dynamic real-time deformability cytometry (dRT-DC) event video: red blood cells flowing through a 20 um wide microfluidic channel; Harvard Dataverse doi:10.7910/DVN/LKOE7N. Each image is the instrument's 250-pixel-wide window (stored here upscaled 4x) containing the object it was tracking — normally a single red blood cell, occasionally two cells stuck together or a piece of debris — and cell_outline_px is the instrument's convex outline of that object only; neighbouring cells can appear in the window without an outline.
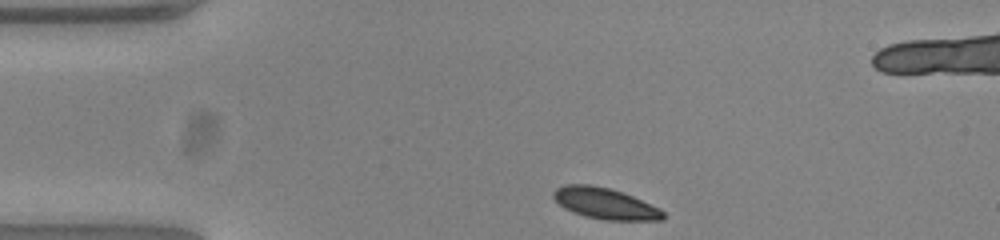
{"species": "common noctule bat (a hibernating species)", "species_latin": "Nyctalus noctula", "temperature_condition": "warm", "stored_images_in_passage": 34, "camera_frame_rate_fps": 3000, "um_per_image_px": 0.085, "animal": {"sex": "female", "body_mass_g": 23.0, "forearm_length_mm": 53.4}, "frame": {"image": 1, "passage_image": 1, "time_ms": 0.0, "image_size_px": [1000, 240], "cell_outline_px": [[664, 220], [604, 220], [584, 216], [572, 212], [564, 208], [552, 196], [552, 192], [556, 188], [564, 184], [588, 184], [608, 188], [632, 196], [660, 208], [664, 212]], "centroid_in_image_um": [51.41, 17.3], "position_along_channel_um": 33.6, "area_um2": 19.83}}
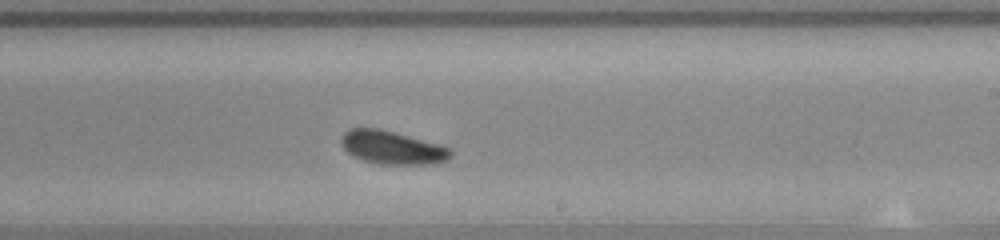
{"frame": {"image": 2, "passage_image": 22, "time_ms": 7.0, "image_size_px": [1000, 240], "cell_outline_px": [[452, 156], [448, 160], [432, 164], [380, 164], [364, 160], [352, 156], [340, 144], [340, 136], [348, 128], [380, 128], [396, 132], [440, 144], [448, 148], [452, 152]], "centroid_in_image_um": [33.32, 12.53], "position_along_channel_um": 255.7, "area_um2": 21.44}}
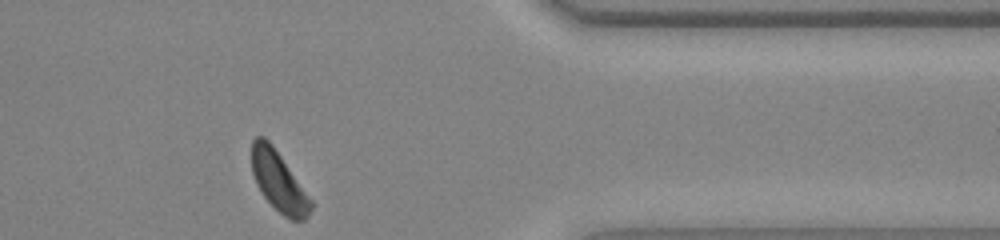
{"frame": {"image": 3, "passage_image": 34, "time_ms": 11.0, "image_size_px": [1000, 240], "cell_outline_px": [[312, 208], [308, 216], [304, 220], [292, 220], [284, 216], [264, 196], [256, 184], [252, 172], [252, 140], [256, 136], [264, 136], [272, 144], [312, 200]], "centroid_in_image_um": [23.69, 15.41], "position_along_channel_um": 387.7, "area_um2": 20.35}, "authors_computed_cell_mechanics": {"area_um2": 20.8658, "velocity_mm_per_s": 3.8157, "shape_relaxation_time_tau1_ms": 4.911, "shape_relaxation_time_tau2_ms": null, "deformation_change_tau1": 0.1813, "deformation_change_tau2": null}}